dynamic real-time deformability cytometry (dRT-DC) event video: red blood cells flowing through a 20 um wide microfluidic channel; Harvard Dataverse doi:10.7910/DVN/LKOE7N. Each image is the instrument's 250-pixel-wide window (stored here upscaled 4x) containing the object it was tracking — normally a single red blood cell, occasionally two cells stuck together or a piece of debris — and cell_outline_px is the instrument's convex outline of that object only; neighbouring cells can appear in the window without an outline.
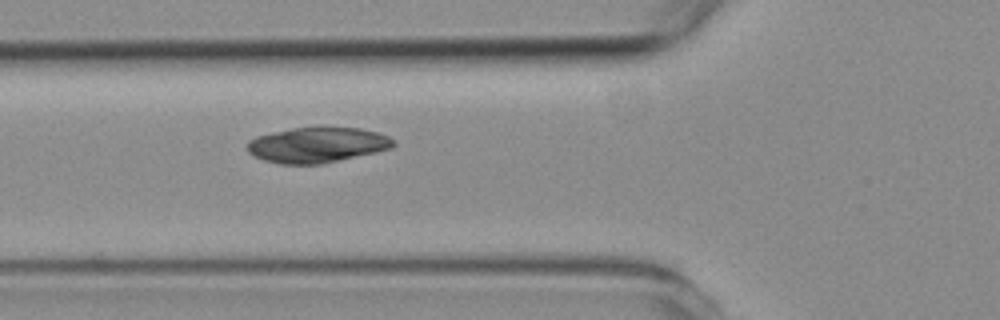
{"species": "common noctule bat (a hibernating species)", "species_latin": "Nyctalus noctula", "temperature_condition": "room temperature", "stored_images_in_passage": 3, "camera_frame_rate_fps": 3000, "um_per_image_px": 0.085, "animal": {"sex": "female", "body_mass_g": 19.3, "forearm_length_mm": 54.1}, "frame": {"image": 1, "passage_image": 3, "time_ms": 2.0, "image_size_px": [1000, 320], "cell_outline_px": [[396, 144], [392, 148], [376, 152], [324, 164], [280, 164], [264, 160], [252, 156], [248, 152], [248, 140], [256, 136], [292, 128], [360, 128], [376, 132], [388, 136], [396, 140]], "centroid_in_image_um": [26.97, 12.33], "position_along_channel_um": 98.8, "area_um2": 30.11}}